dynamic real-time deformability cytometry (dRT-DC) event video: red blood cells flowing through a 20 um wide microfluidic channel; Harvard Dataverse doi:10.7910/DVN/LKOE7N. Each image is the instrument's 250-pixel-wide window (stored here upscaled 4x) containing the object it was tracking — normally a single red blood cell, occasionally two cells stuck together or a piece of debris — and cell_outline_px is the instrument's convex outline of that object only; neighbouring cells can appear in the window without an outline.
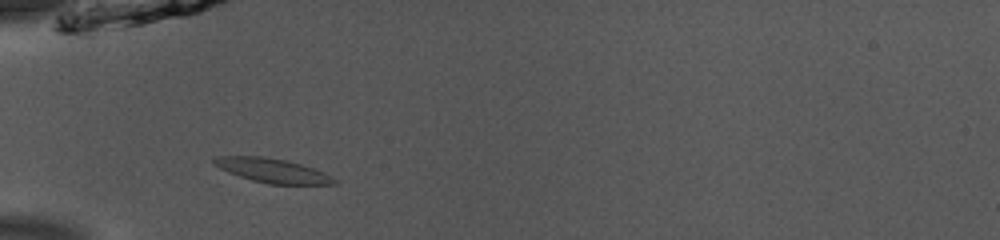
{"species": "common noctule bat (a hibernating species)", "species_latin": "Nyctalus noctula", "temperature_condition": "room temperature", "stored_images_in_passage": 35, "camera_frame_rate_fps": 3000, "um_per_image_px": 0.085, "animal": {"sex": "male", "body_mass_g": 13.0, "forearm_length_mm": 53.1}, "frame": {"image": 1, "passage_image": 1, "time_ms": 0.0, "image_size_px": [1000, 240], "cell_outline_px": [[336, 184], [268, 184], [252, 180], [228, 172], [212, 164], [212, 160], [216, 156], [264, 156], [284, 160], [300, 164], [324, 172], [336, 180]], "centroid_in_image_um": [23.11, 14.49], "position_along_channel_um": 61.9, "area_um2": 16.76}}
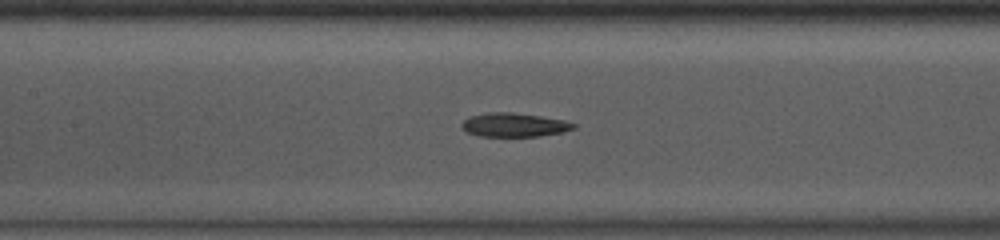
{"frame": {"image": 2, "passage_image": 9, "time_ms": 2.667, "image_size_px": [1000, 240], "cell_outline_px": [[576, 128], [564, 132], [540, 136], [480, 136], [468, 132], [460, 124], [468, 116], [488, 112], [512, 112], [540, 116], [564, 120], [576, 124]], "centroid_in_image_um": [43.72, 10.61], "position_along_channel_um": 163.7, "area_um2": 15.55}}
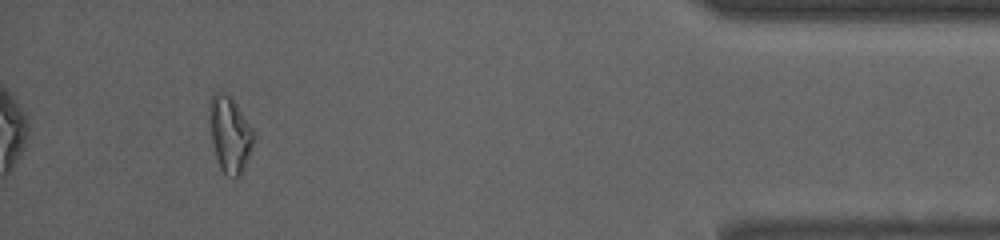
{"frame": {"image": 3, "passage_image": 32, "time_ms": 10.333, "image_size_px": [1000, 240], "cell_outline_px": [[252, 144], [244, 172], [236, 180], [224, 172], [220, 168], [212, 144], [208, 116], [208, 104], [212, 96], [216, 92], [228, 92], [232, 96], [252, 128]], "centroid_in_image_um": [19.5, 11.39], "position_along_channel_um": 415.7, "area_um2": 19.77}, "authors_computed_cell_mechanics": {"area_um2": 15.606, "velocity_mm_per_s": 3.943, "shape_relaxation_time_tau1_ms": null, "shape_relaxation_time_tau2_ms": 4.6608, "deformation_change_tau1": null, "deformation_change_tau2": 0.1618}}